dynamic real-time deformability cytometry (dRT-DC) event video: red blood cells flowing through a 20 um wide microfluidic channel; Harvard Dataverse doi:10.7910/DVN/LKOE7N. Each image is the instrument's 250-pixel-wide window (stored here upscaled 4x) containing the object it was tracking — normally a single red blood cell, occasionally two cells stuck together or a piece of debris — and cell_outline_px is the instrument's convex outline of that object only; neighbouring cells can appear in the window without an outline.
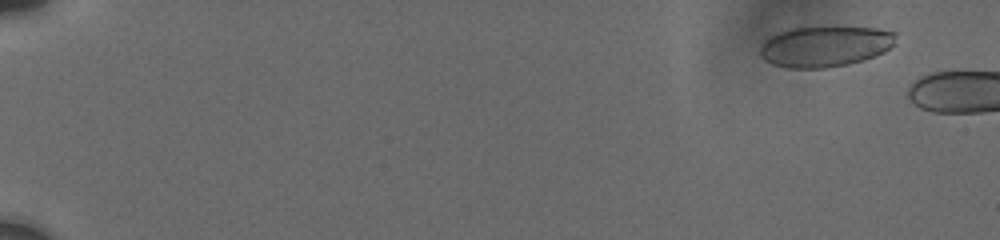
{"species": "human", "species_latin": "Homo sapiens", "temperature_condition": "cold", "stored_images_in_passage": 7, "camera_frame_rate_fps": 3000, "um_per_image_px": 0.085, "donor": {"sex": "male"}, "frame": {"image": 1, "passage_image": 3, "time_ms": 1.333, "image_size_px": [1000, 240], "cell_outline_px": [[896, 44], [884, 52], [864, 60], [848, 64], [824, 68], [788, 68], [772, 64], [764, 60], [760, 56], [760, 48], [764, 40], [788, 28], [836, 24], [876, 28], [896, 32]], "centroid_in_image_um": [70.17, 3.89], "position_along_channel_um": 14.8, "area_um2": 33.41}}